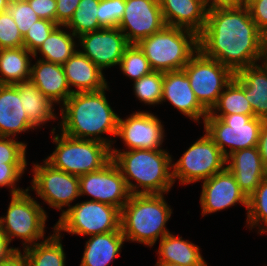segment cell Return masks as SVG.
I'll use <instances>...</instances> for the list:
<instances>
[{"instance_id":"30bf717a","label":"cell","mask_w":267,"mask_h":266,"mask_svg":"<svg viewBox=\"0 0 267 266\" xmlns=\"http://www.w3.org/2000/svg\"><path fill=\"white\" fill-rule=\"evenodd\" d=\"M226 168V158L205 132L183 153L176 163L172 162V178L175 183L189 185L205 181Z\"/></svg>"},{"instance_id":"ac0fdd59","label":"cell","mask_w":267,"mask_h":266,"mask_svg":"<svg viewBox=\"0 0 267 266\" xmlns=\"http://www.w3.org/2000/svg\"><path fill=\"white\" fill-rule=\"evenodd\" d=\"M166 101L194 122L200 123L199 121L202 120L204 123L208 116V112L196 99L184 70L163 73L161 103Z\"/></svg>"},{"instance_id":"c3c4849f","label":"cell","mask_w":267,"mask_h":266,"mask_svg":"<svg viewBox=\"0 0 267 266\" xmlns=\"http://www.w3.org/2000/svg\"><path fill=\"white\" fill-rule=\"evenodd\" d=\"M10 243L6 236L0 230V262L8 258L15 250H20V248L9 247Z\"/></svg>"},{"instance_id":"e575fe53","label":"cell","mask_w":267,"mask_h":266,"mask_svg":"<svg viewBox=\"0 0 267 266\" xmlns=\"http://www.w3.org/2000/svg\"><path fill=\"white\" fill-rule=\"evenodd\" d=\"M133 91L145 105H158L162 100L163 72L152 71L133 82Z\"/></svg>"},{"instance_id":"74e56055","label":"cell","mask_w":267,"mask_h":266,"mask_svg":"<svg viewBox=\"0 0 267 266\" xmlns=\"http://www.w3.org/2000/svg\"><path fill=\"white\" fill-rule=\"evenodd\" d=\"M57 26L55 22L39 19L24 35V47L34 54Z\"/></svg>"},{"instance_id":"7bdbcfd3","label":"cell","mask_w":267,"mask_h":266,"mask_svg":"<svg viewBox=\"0 0 267 266\" xmlns=\"http://www.w3.org/2000/svg\"><path fill=\"white\" fill-rule=\"evenodd\" d=\"M40 19L56 23L57 0H27Z\"/></svg>"},{"instance_id":"1f68e13d","label":"cell","mask_w":267,"mask_h":266,"mask_svg":"<svg viewBox=\"0 0 267 266\" xmlns=\"http://www.w3.org/2000/svg\"><path fill=\"white\" fill-rule=\"evenodd\" d=\"M100 0H80L66 28L76 36L101 29L99 24Z\"/></svg>"},{"instance_id":"9c48e42d","label":"cell","mask_w":267,"mask_h":266,"mask_svg":"<svg viewBox=\"0 0 267 266\" xmlns=\"http://www.w3.org/2000/svg\"><path fill=\"white\" fill-rule=\"evenodd\" d=\"M263 123V119L254 115L229 114L221 118L206 117L203 124L204 132L227 158L235 151L257 147Z\"/></svg>"},{"instance_id":"7a4b0ae2","label":"cell","mask_w":267,"mask_h":266,"mask_svg":"<svg viewBox=\"0 0 267 266\" xmlns=\"http://www.w3.org/2000/svg\"><path fill=\"white\" fill-rule=\"evenodd\" d=\"M109 85L98 91L74 92L60 106L62 133L78 139L93 140L104 143L110 148L116 140L104 134L116 137L119 116L114 112L106 98Z\"/></svg>"},{"instance_id":"7dc6e473","label":"cell","mask_w":267,"mask_h":266,"mask_svg":"<svg viewBox=\"0 0 267 266\" xmlns=\"http://www.w3.org/2000/svg\"><path fill=\"white\" fill-rule=\"evenodd\" d=\"M0 266H28L27 257L21 250H15L8 258L0 262Z\"/></svg>"},{"instance_id":"ba28073f","label":"cell","mask_w":267,"mask_h":266,"mask_svg":"<svg viewBox=\"0 0 267 266\" xmlns=\"http://www.w3.org/2000/svg\"><path fill=\"white\" fill-rule=\"evenodd\" d=\"M53 229L71 235L91 236L121 230V210L98 201H84L71 206L60 217Z\"/></svg>"},{"instance_id":"52a82bcc","label":"cell","mask_w":267,"mask_h":266,"mask_svg":"<svg viewBox=\"0 0 267 266\" xmlns=\"http://www.w3.org/2000/svg\"><path fill=\"white\" fill-rule=\"evenodd\" d=\"M29 190L11 195L6 215L0 217V230L9 243L13 238L22 240L23 250L43 241L47 212L31 197ZM41 239V240H40Z\"/></svg>"},{"instance_id":"83f0119b","label":"cell","mask_w":267,"mask_h":266,"mask_svg":"<svg viewBox=\"0 0 267 266\" xmlns=\"http://www.w3.org/2000/svg\"><path fill=\"white\" fill-rule=\"evenodd\" d=\"M63 29L66 30V26L58 25L33 54V57H38L39 53L42 55L39 59L63 65L78 50V45L75 42L78 37L71 31Z\"/></svg>"},{"instance_id":"6da1fadb","label":"cell","mask_w":267,"mask_h":266,"mask_svg":"<svg viewBox=\"0 0 267 266\" xmlns=\"http://www.w3.org/2000/svg\"><path fill=\"white\" fill-rule=\"evenodd\" d=\"M264 39L248 7L242 5L208 11L206 24L198 35V46L205 56L235 74L264 61Z\"/></svg>"},{"instance_id":"3957f363","label":"cell","mask_w":267,"mask_h":266,"mask_svg":"<svg viewBox=\"0 0 267 266\" xmlns=\"http://www.w3.org/2000/svg\"><path fill=\"white\" fill-rule=\"evenodd\" d=\"M166 150L162 148L122 151L115 147L111 148L112 160L120 169L130 194H168L170 192L174 184L173 159ZM134 180L136 183H133Z\"/></svg>"},{"instance_id":"2e32d148","label":"cell","mask_w":267,"mask_h":266,"mask_svg":"<svg viewBox=\"0 0 267 266\" xmlns=\"http://www.w3.org/2000/svg\"><path fill=\"white\" fill-rule=\"evenodd\" d=\"M165 26L160 4L152 0H125V10L118 28L129 44H138Z\"/></svg>"},{"instance_id":"e0dca14e","label":"cell","mask_w":267,"mask_h":266,"mask_svg":"<svg viewBox=\"0 0 267 266\" xmlns=\"http://www.w3.org/2000/svg\"><path fill=\"white\" fill-rule=\"evenodd\" d=\"M238 203L248 209V198L240 190L234 175L227 168L202 181L200 204L203 217Z\"/></svg>"},{"instance_id":"5b68a950","label":"cell","mask_w":267,"mask_h":266,"mask_svg":"<svg viewBox=\"0 0 267 266\" xmlns=\"http://www.w3.org/2000/svg\"><path fill=\"white\" fill-rule=\"evenodd\" d=\"M138 47L143 51L153 71L183 70L199 50L198 35L190 30L165 26L142 39Z\"/></svg>"},{"instance_id":"5bb4252c","label":"cell","mask_w":267,"mask_h":266,"mask_svg":"<svg viewBox=\"0 0 267 266\" xmlns=\"http://www.w3.org/2000/svg\"><path fill=\"white\" fill-rule=\"evenodd\" d=\"M162 121L149 111L133 112L126 119L119 116L116 137L128 150L162 149L165 137Z\"/></svg>"},{"instance_id":"836d02e7","label":"cell","mask_w":267,"mask_h":266,"mask_svg":"<svg viewBox=\"0 0 267 266\" xmlns=\"http://www.w3.org/2000/svg\"><path fill=\"white\" fill-rule=\"evenodd\" d=\"M119 68L123 75L132 81H137L142 76L153 71L146 56L137 44H130L125 49Z\"/></svg>"},{"instance_id":"8992f818","label":"cell","mask_w":267,"mask_h":266,"mask_svg":"<svg viewBox=\"0 0 267 266\" xmlns=\"http://www.w3.org/2000/svg\"><path fill=\"white\" fill-rule=\"evenodd\" d=\"M51 130L55 150L45 161L53 168L81 176L100 170L111 159V148L101 142L70 137ZM55 134V135H54Z\"/></svg>"},{"instance_id":"44dd1931","label":"cell","mask_w":267,"mask_h":266,"mask_svg":"<svg viewBox=\"0 0 267 266\" xmlns=\"http://www.w3.org/2000/svg\"><path fill=\"white\" fill-rule=\"evenodd\" d=\"M166 26L179 27L199 35L206 24L203 0H162L160 3Z\"/></svg>"},{"instance_id":"681fc988","label":"cell","mask_w":267,"mask_h":266,"mask_svg":"<svg viewBox=\"0 0 267 266\" xmlns=\"http://www.w3.org/2000/svg\"><path fill=\"white\" fill-rule=\"evenodd\" d=\"M9 2L10 0H0V12L6 11Z\"/></svg>"},{"instance_id":"cb8c5ba5","label":"cell","mask_w":267,"mask_h":266,"mask_svg":"<svg viewBox=\"0 0 267 266\" xmlns=\"http://www.w3.org/2000/svg\"><path fill=\"white\" fill-rule=\"evenodd\" d=\"M122 231L91 235L85 243L80 266H109L125 242Z\"/></svg>"},{"instance_id":"d6a6232c","label":"cell","mask_w":267,"mask_h":266,"mask_svg":"<svg viewBox=\"0 0 267 266\" xmlns=\"http://www.w3.org/2000/svg\"><path fill=\"white\" fill-rule=\"evenodd\" d=\"M246 223L250 230L257 228L258 234L267 232V177L256 190L248 197ZM258 226V227H257Z\"/></svg>"},{"instance_id":"f6af8a7d","label":"cell","mask_w":267,"mask_h":266,"mask_svg":"<svg viewBox=\"0 0 267 266\" xmlns=\"http://www.w3.org/2000/svg\"><path fill=\"white\" fill-rule=\"evenodd\" d=\"M257 147L261 155L263 166L267 171V121H264L261 126Z\"/></svg>"},{"instance_id":"db71d44e","label":"cell","mask_w":267,"mask_h":266,"mask_svg":"<svg viewBox=\"0 0 267 266\" xmlns=\"http://www.w3.org/2000/svg\"><path fill=\"white\" fill-rule=\"evenodd\" d=\"M152 1H154V2H156V3H158V4H160L162 0H152Z\"/></svg>"},{"instance_id":"f5cc1de1","label":"cell","mask_w":267,"mask_h":266,"mask_svg":"<svg viewBox=\"0 0 267 266\" xmlns=\"http://www.w3.org/2000/svg\"><path fill=\"white\" fill-rule=\"evenodd\" d=\"M254 1L256 0H242V5L248 7Z\"/></svg>"},{"instance_id":"f546056e","label":"cell","mask_w":267,"mask_h":266,"mask_svg":"<svg viewBox=\"0 0 267 266\" xmlns=\"http://www.w3.org/2000/svg\"><path fill=\"white\" fill-rule=\"evenodd\" d=\"M229 114L254 115L251 105L245 96V84L235 74L219 95L216 105L208 113L207 117L221 118Z\"/></svg>"},{"instance_id":"484cf974","label":"cell","mask_w":267,"mask_h":266,"mask_svg":"<svg viewBox=\"0 0 267 266\" xmlns=\"http://www.w3.org/2000/svg\"><path fill=\"white\" fill-rule=\"evenodd\" d=\"M156 263H176L181 266H208L200 247L171 232L160 239Z\"/></svg>"},{"instance_id":"f907efd6","label":"cell","mask_w":267,"mask_h":266,"mask_svg":"<svg viewBox=\"0 0 267 266\" xmlns=\"http://www.w3.org/2000/svg\"><path fill=\"white\" fill-rule=\"evenodd\" d=\"M155 266H181L176 263H156Z\"/></svg>"},{"instance_id":"4dcf8cb0","label":"cell","mask_w":267,"mask_h":266,"mask_svg":"<svg viewBox=\"0 0 267 266\" xmlns=\"http://www.w3.org/2000/svg\"><path fill=\"white\" fill-rule=\"evenodd\" d=\"M55 230L46 239L23 250L28 266H66V254Z\"/></svg>"},{"instance_id":"60d3db41","label":"cell","mask_w":267,"mask_h":266,"mask_svg":"<svg viewBox=\"0 0 267 266\" xmlns=\"http://www.w3.org/2000/svg\"><path fill=\"white\" fill-rule=\"evenodd\" d=\"M28 163H2L0 164V187H8L10 195H17L27 190L17 187V182L21 179L22 175L27 168Z\"/></svg>"},{"instance_id":"277c9868","label":"cell","mask_w":267,"mask_h":266,"mask_svg":"<svg viewBox=\"0 0 267 266\" xmlns=\"http://www.w3.org/2000/svg\"><path fill=\"white\" fill-rule=\"evenodd\" d=\"M165 194H131L121 210V230L126 241L149 247L170 233L166 223L172 208Z\"/></svg>"},{"instance_id":"9a60e30c","label":"cell","mask_w":267,"mask_h":266,"mask_svg":"<svg viewBox=\"0 0 267 266\" xmlns=\"http://www.w3.org/2000/svg\"><path fill=\"white\" fill-rule=\"evenodd\" d=\"M78 49L102 71L105 68L119 66L125 49L130 45L117 28H101L78 37Z\"/></svg>"},{"instance_id":"b9f144b4","label":"cell","mask_w":267,"mask_h":266,"mask_svg":"<svg viewBox=\"0 0 267 266\" xmlns=\"http://www.w3.org/2000/svg\"><path fill=\"white\" fill-rule=\"evenodd\" d=\"M250 16L258 29L267 34V0H256L248 6Z\"/></svg>"},{"instance_id":"603a6c76","label":"cell","mask_w":267,"mask_h":266,"mask_svg":"<svg viewBox=\"0 0 267 266\" xmlns=\"http://www.w3.org/2000/svg\"><path fill=\"white\" fill-rule=\"evenodd\" d=\"M63 68L73 93L98 91L108 86L103 71L79 50L63 64Z\"/></svg>"},{"instance_id":"f1b7e54d","label":"cell","mask_w":267,"mask_h":266,"mask_svg":"<svg viewBox=\"0 0 267 266\" xmlns=\"http://www.w3.org/2000/svg\"><path fill=\"white\" fill-rule=\"evenodd\" d=\"M31 58L25 47L0 49V84L30 80Z\"/></svg>"},{"instance_id":"f35d334b","label":"cell","mask_w":267,"mask_h":266,"mask_svg":"<svg viewBox=\"0 0 267 266\" xmlns=\"http://www.w3.org/2000/svg\"><path fill=\"white\" fill-rule=\"evenodd\" d=\"M125 0H100L99 24L102 28H117L123 17Z\"/></svg>"},{"instance_id":"4fadbf2b","label":"cell","mask_w":267,"mask_h":266,"mask_svg":"<svg viewBox=\"0 0 267 266\" xmlns=\"http://www.w3.org/2000/svg\"><path fill=\"white\" fill-rule=\"evenodd\" d=\"M79 190L80 197L91 196V201L115 206L120 210L131 195L120 169L112 159L100 170L79 176Z\"/></svg>"},{"instance_id":"8d00e7d4","label":"cell","mask_w":267,"mask_h":266,"mask_svg":"<svg viewBox=\"0 0 267 266\" xmlns=\"http://www.w3.org/2000/svg\"><path fill=\"white\" fill-rule=\"evenodd\" d=\"M24 47L23 36L12 15L0 12V49Z\"/></svg>"},{"instance_id":"ab89813d","label":"cell","mask_w":267,"mask_h":266,"mask_svg":"<svg viewBox=\"0 0 267 266\" xmlns=\"http://www.w3.org/2000/svg\"><path fill=\"white\" fill-rule=\"evenodd\" d=\"M13 137L0 136V164L27 163V144Z\"/></svg>"},{"instance_id":"816d5d0a","label":"cell","mask_w":267,"mask_h":266,"mask_svg":"<svg viewBox=\"0 0 267 266\" xmlns=\"http://www.w3.org/2000/svg\"><path fill=\"white\" fill-rule=\"evenodd\" d=\"M264 57H267V34L264 39Z\"/></svg>"},{"instance_id":"4316f807","label":"cell","mask_w":267,"mask_h":266,"mask_svg":"<svg viewBox=\"0 0 267 266\" xmlns=\"http://www.w3.org/2000/svg\"><path fill=\"white\" fill-rule=\"evenodd\" d=\"M16 86L22 98L23 111L26 112L30 124L35 129L44 126L50 120L58 119L57 114L54 113L55 103L46 97L31 80L18 82Z\"/></svg>"},{"instance_id":"7c38bea8","label":"cell","mask_w":267,"mask_h":266,"mask_svg":"<svg viewBox=\"0 0 267 266\" xmlns=\"http://www.w3.org/2000/svg\"><path fill=\"white\" fill-rule=\"evenodd\" d=\"M33 164V177L29 191L36 192L37 197L51 208L61 210L62 215L71 207V203L80 197L79 176L53 168L45 160L43 164ZM31 188V190L29 189ZM66 209H62L66 207Z\"/></svg>"},{"instance_id":"ee69618b","label":"cell","mask_w":267,"mask_h":266,"mask_svg":"<svg viewBox=\"0 0 267 266\" xmlns=\"http://www.w3.org/2000/svg\"><path fill=\"white\" fill-rule=\"evenodd\" d=\"M80 0H57L56 24L66 26L73 17Z\"/></svg>"},{"instance_id":"d4e9b609","label":"cell","mask_w":267,"mask_h":266,"mask_svg":"<svg viewBox=\"0 0 267 266\" xmlns=\"http://www.w3.org/2000/svg\"><path fill=\"white\" fill-rule=\"evenodd\" d=\"M235 75L245 84V96L254 117L267 121V62L247 66Z\"/></svg>"},{"instance_id":"7402d4cb","label":"cell","mask_w":267,"mask_h":266,"mask_svg":"<svg viewBox=\"0 0 267 266\" xmlns=\"http://www.w3.org/2000/svg\"><path fill=\"white\" fill-rule=\"evenodd\" d=\"M30 80L52 102L61 104L73 94L71 92L63 65L37 59L31 64Z\"/></svg>"},{"instance_id":"d590c367","label":"cell","mask_w":267,"mask_h":266,"mask_svg":"<svg viewBox=\"0 0 267 266\" xmlns=\"http://www.w3.org/2000/svg\"><path fill=\"white\" fill-rule=\"evenodd\" d=\"M6 11L12 15L23 37L28 29L40 19L27 0H10Z\"/></svg>"},{"instance_id":"ffe728a7","label":"cell","mask_w":267,"mask_h":266,"mask_svg":"<svg viewBox=\"0 0 267 266\" xmlns=\"http://www.w3.org/2000/svg\"><path fill=\"white\" fill-rule=\"evenodd\" d=\"M23 109L16 84H0V136L16 138L35 129Z\"/></svg>"},{"instance_id":"d6986e66","label":"cell","mask_w":267,"mask_h":266,"mask_svg":"<svg viewBox=\"0 0 267 266\" xmlns=\"http://www.w3.org/2000/svg\"><path fill=\"white\" fill-rule=\"evenodd\" d=\"M226 168L234 175L240 190L248 198L267 177L258 147L241 149L226 158Z\"/></svg>"},{"instance_id":"8fae6325","label":"cell","mask_w":267,"mask_h":266,"mask_svg":"<svg viewBox=\"0 0 267 266\" xmlns=\"http://www.w3.org/2000/svg\"><path fill=\"white\" fill-rule=\"evenodd\" d=\"M183 70L196 99L208 113L234 77V73L228 67L205 56L200 50L191 57Z\"/></svg>"},{"instance_id":"bcb514c9","label":"cell","mask_w":267,"mask_h":266,"mask_svg":"<svg viewBox=\"0 0 267 266\" xmlns=\"http://www.w3.org/2000/svg\"><path fill=\"white\" fill-rule=\"evenodd\" d=\"M203 2L208 11L242 6V0H203Z\"/></svg>"}]
</instances>
